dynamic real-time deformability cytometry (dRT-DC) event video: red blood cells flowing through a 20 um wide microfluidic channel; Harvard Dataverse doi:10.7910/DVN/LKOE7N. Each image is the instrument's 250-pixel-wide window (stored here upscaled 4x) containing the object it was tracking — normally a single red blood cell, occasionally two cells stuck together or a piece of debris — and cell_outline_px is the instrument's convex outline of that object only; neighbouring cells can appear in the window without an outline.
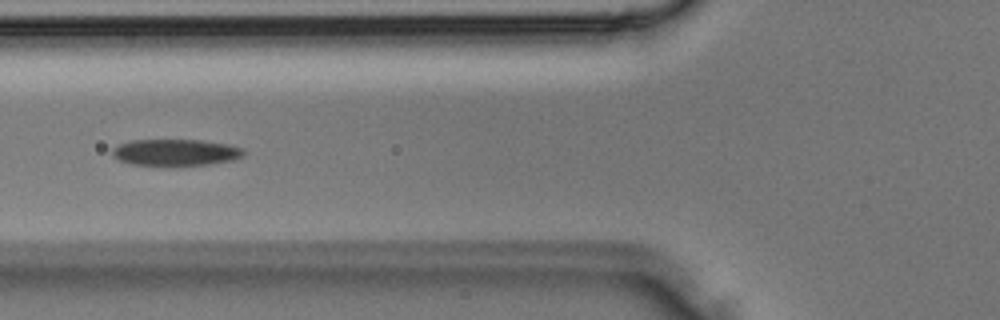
{"species": "Egyptian fruit bat (a non-hibernating species)", "species_latin": "Rousettus aegyptiacus", "temperature_condition": "room temperature", "stored_images_in_passage": 29, "segment_of_instrument_passage": [1, 2], "camera_frame_rate_fps": 3000, "um_per_image_px": 0.085, "animal": {"sex": "male"}, "frame": {"image": 1, "passage_image": 6, "time_ms": 1.667, "image_size_px": [1000, 320], "cell_outline_px": [[244, 156], [232, 160], [208, 164], [132, 164], [120, 160], [112, 156], [112, 148], [128, 140], [200, 140], [228, 144], [244, 148]], "centroid_in_image_um": [14.94, 12.93], "position_along_channel_um": 110.9, "area_um2": 19.94}}
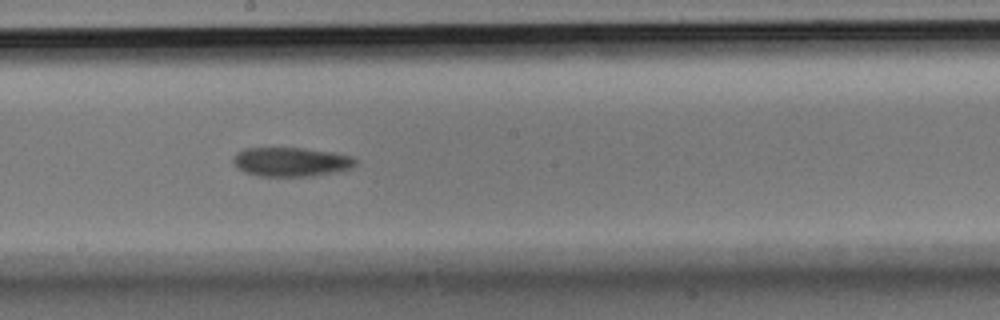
{"frame": {"image": 2, "passage_image": 12, "time_ms": 3.667, "image_size_px": [1000, 320], "cell_outline_px": [[356, 164], [352, 168], [332, 172], [308, 176], [260, 176], [244, 172], [232, 160], [232, 156], [236, 152], [244, 148], [304, 148], [332, 152], [352, 156], [356, 160]], "centroid_in_image_um": [24.72, 13.74], "position_along_channel_um": 223.5, "area_um2": 20.63}}
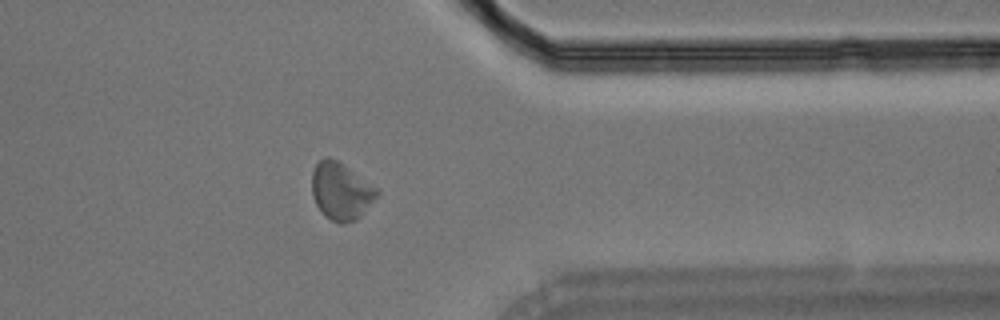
{"frame": {"image": 3, "passage_image": 21, "time_ms": 6.667, "image_size_px": [1000, 320], "cell_outline_px": [[380, 192], [360, 216], [356, 220], [344, 224], [340, 224], [332, 220], [316, 204], [312, 196], [312, 172], [316, 164], [320, 160], [328, 156], [344, 164], [376, 188]], "centroid_in_image_um": [28.97, 16.24], "position_along_channel_um": 382.4, "area_um2": 21.27}}